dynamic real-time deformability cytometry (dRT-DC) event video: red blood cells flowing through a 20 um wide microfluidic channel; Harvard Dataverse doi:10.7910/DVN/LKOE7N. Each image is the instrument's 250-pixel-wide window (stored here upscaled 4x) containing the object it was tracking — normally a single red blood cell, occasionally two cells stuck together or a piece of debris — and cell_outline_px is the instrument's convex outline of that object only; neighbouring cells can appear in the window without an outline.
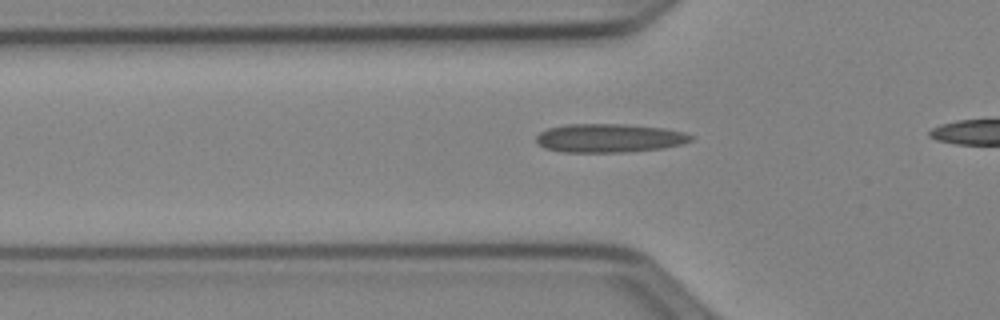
{"species": "Egyptian fruit bat (a non-hibernating species)", "species_latin": "Rousettus aegyptiacus", "temperature_condition": "cold", "stored_images_in_passage": 22, "camera_frame_rate_fps": 3000, "um_per_image_px": 0.085, "animal": {"sex": "female"}, "frame": {"image": 1, "passage_image": 13, "time_ms": 4.0, "image_size_px": [1000, 320], "cell_outline_px": [[696, 136], [692, 140], [684, 144], [664, 148], [628, 152], [560, 152], [544, 148], [536, 140], [536, 136], [540, 132], [548, 128], [568, 124], [624, 124], [664, 128], [684, 132]], "centroid_in_image_um": [51.83, 11.74], "position_along_channel_um": 74.0, "area_um2": 26.07}}
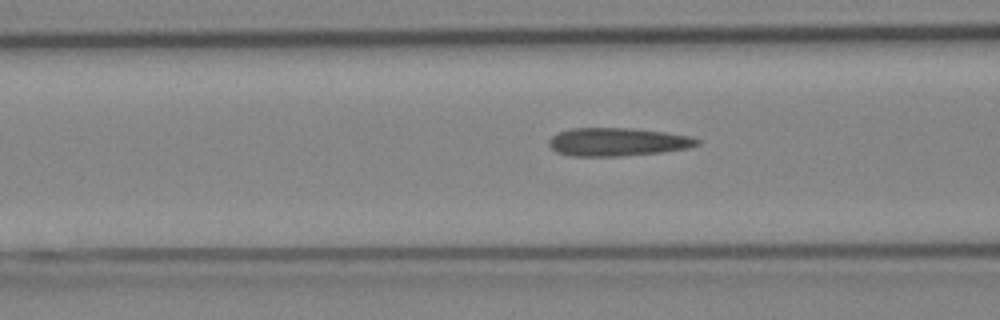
{"frame": {"image": 2, "passage_image": 16, "time_ms": 5.0, "image_size_px": [1000, 320], "cell_outline_px": [[700, 144], [688, 148], [660, 152], [620, 156], [572, 156], [556, 152], [548, 144], [548, 140], [552, 136], [560, 132], [572, 128], [632, 128], [664, 132], [692, 136], [700, 140]], "centroid_in_image_um": [52.5, 12.06], "position_along_channel_um": 114.1, "area_um2": 24.33}}
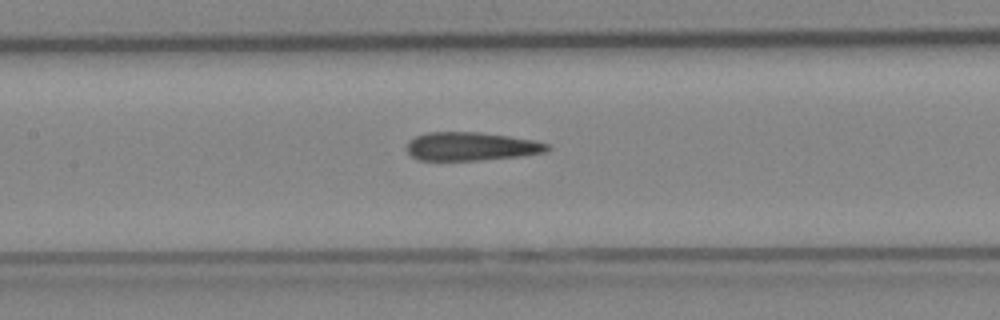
{"frame": {"image": 3, "passage_image": 20, "time_ms": 6.333, "image_size_px": [1000, 320], "cell_outline_px": [[552, 148], [544, 152], [520, 156], [480, 160], [420, 160], [412, 156], [408, 152], [408, 140], [416, 136], [428, 132], [476, 132], [508, 136], [536, 140], [552, 144]], "centroid_in_image_um": [40.1, 12.44], "position_along_channel_um": 167.3, "area_um2": 23.29}}